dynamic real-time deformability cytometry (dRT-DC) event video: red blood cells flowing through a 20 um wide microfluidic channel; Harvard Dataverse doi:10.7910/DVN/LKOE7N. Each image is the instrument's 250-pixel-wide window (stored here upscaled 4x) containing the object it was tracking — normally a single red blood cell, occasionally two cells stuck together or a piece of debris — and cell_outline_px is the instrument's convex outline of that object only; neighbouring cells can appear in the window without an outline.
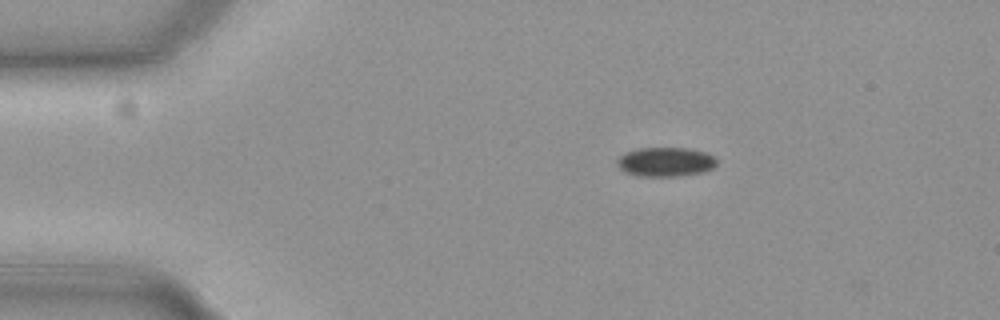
{"species": "common noctule bat (a hibernating species)", "species_latin": "Nyctalus noctula", "temperature_condition": "cold", "stored_images_in_passage": 47, "camera_frame_rate_fps": 3000, "um_per_image_px": 0.085, "animal": {"sex": "female", "body_mass_g": 19.3, "forearm_length_mm": 54.1}, "frame": {"image": 1, "passage_image": 1, "time_ms": 0.0, "image_size_px": [1000, 320], "cell_outline_px": [[716, 164], [712, 168], [704, 172], [676, 176], [636, 176], [624, 172], [616, 164], [616, 160], [620, 156], [628, 152], [640, 148], [688, 148], [704, 152], [712, 156], [716, 160]], "centroid_in_image_um": [56.54, 13.77], "position_along_channel_um": 28.5, "area_um2": 16.88}}
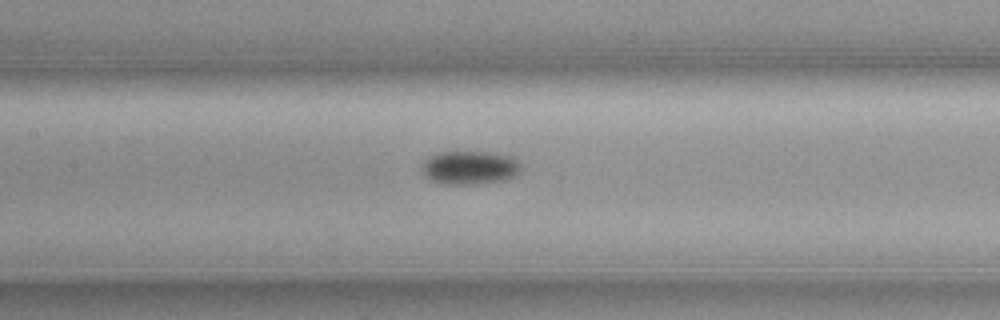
{"frame": {"image": 2, "passage_image": 17, "time_ms": 5.333, "image_size_px": [1000, 320], "cell_outline_px": [[520, 172], [516, 176], [508, 180], [472, 184], [440, 184], [432, 180], [424, 172], [424, 164], [432, 156], [440, 152], [496, 152], [512, 156], [520, 164]], "centroid_in_image_um": [40.04, 14.25], "position_along_channel_um": 167.4, "area_um2": 19.19}}
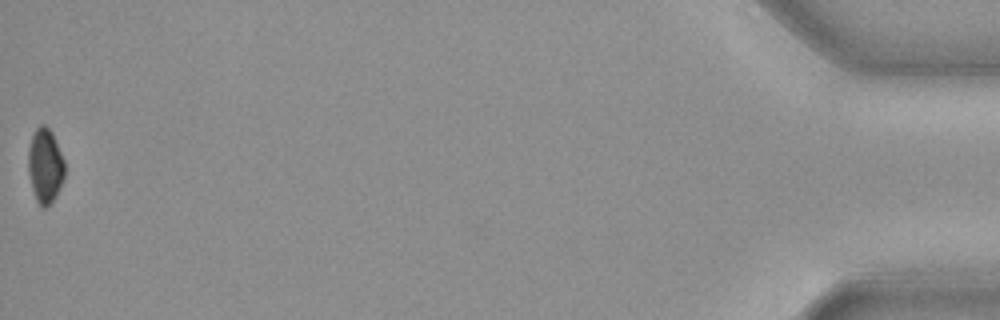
{"frame": {"image": 3, "passage_image": 47, "time_ms": 15.333, "image_size_px": [1000, 320], "cell_outline_px": [[64, 176], [60, 188], [56, 196], [44, 208], [36, 200], [32, 188], [28, 172], [28, 152], [32, 136], [36, 128], [40, 124], [44, 124], [52, 132], [64, 160]], "centroid_in_image_um": [3.83, 14.07], "position_along_channel_um": 431.4, "area_um2": 15.66}, "authors_computed_cell_mechanics": {"area_um2": 18.3226, "velocity_mm_per_s": 3.7084, "shape_relaxation_time_tau1_ms": 5.3027, "shape_relaxation_time_tau2_ms": null, "deformation_change_tau1": 0.0495, "deformation_change_tau2": null}}